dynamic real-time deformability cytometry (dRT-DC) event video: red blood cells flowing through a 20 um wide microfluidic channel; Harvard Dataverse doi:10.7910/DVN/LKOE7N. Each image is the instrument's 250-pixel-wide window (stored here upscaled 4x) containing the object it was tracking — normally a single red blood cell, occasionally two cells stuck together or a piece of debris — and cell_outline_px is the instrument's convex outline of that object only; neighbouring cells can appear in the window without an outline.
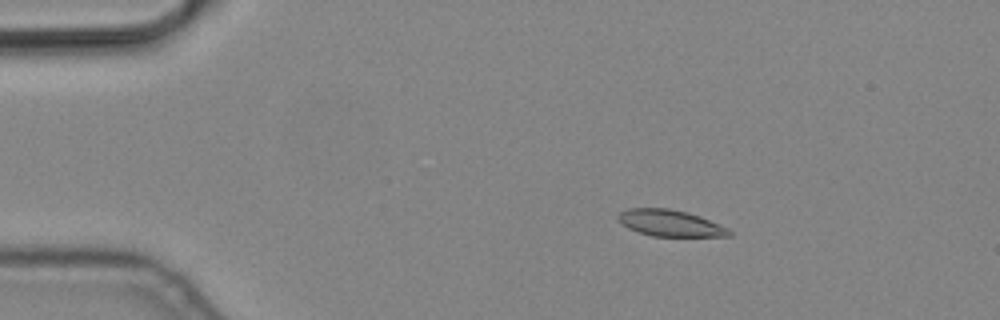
{"species": "common noctule bat (a hibernating species)", "species_latin": "Nyctalus noctula", "temperature_condition": "cold", "stored_images_in_passage": 5, "camera_frame_rate_fps": 3000, "um_per_image_px": 0.085, "animal": {"sex": "male", "body_mass_g": 19.2, "forearm_length_mm": 51.8}, "frame": {"image": 1, "passage_image": 2, "time_ms": 0.333, "image_size_px": [1000, 320], "cell_outline_px": [[732, 236], [652, 236], [628, 228], [616, 216], [620, 212], [628, 208], [668, 208], [688, 212], [700, 216], [728, 228], [732, 232]], "centroid_in_image_um": [56.98, 18.96], "position_along_channel_um": 28.0, "area_um2": 16.99}}